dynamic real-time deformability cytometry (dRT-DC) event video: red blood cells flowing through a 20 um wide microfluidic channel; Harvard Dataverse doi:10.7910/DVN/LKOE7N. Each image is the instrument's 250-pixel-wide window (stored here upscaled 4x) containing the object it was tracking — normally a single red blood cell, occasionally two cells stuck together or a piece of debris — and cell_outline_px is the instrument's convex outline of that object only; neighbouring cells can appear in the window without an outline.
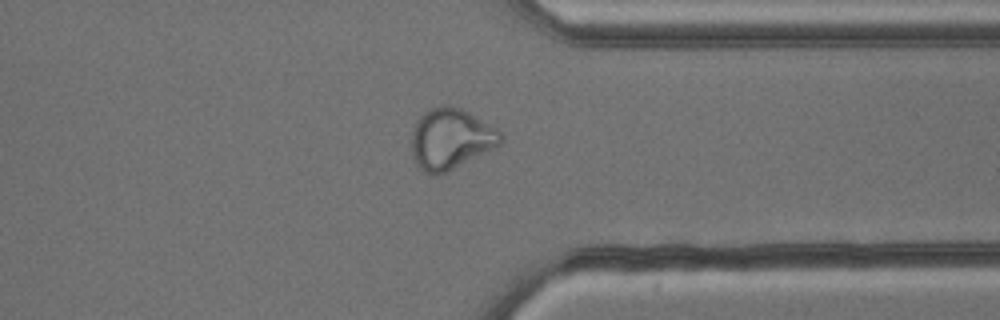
{"species": "common noctule bat (a hibernating species)", "species_latin": "Nyctalus noctula", "temperature_condition": "cold", "stored_images_in_passage": 43, "camera_frame_rate_fps": 3000, "um_per_image_px": 0.085, "animal": {"sex": "male", "body_mass_g": 13.3}, "frame": {"image": 1, "passage_image": 31, "time_ms": 10.0, "image_size_px": [1000, 320], "cell_outline_px": [[500, 144], [496, 148], [444, 172], [424, 172], [416, 164], [412, 152], [412, 132], [420, 116], [428, 108], [444, 104], [460, 108], [468, 112], [496, 128], [500, 132]], "centroid_in_image_um": [38.3, 11.77], "position_along_channel_um": 373.1, "area_um2": 30.92}}
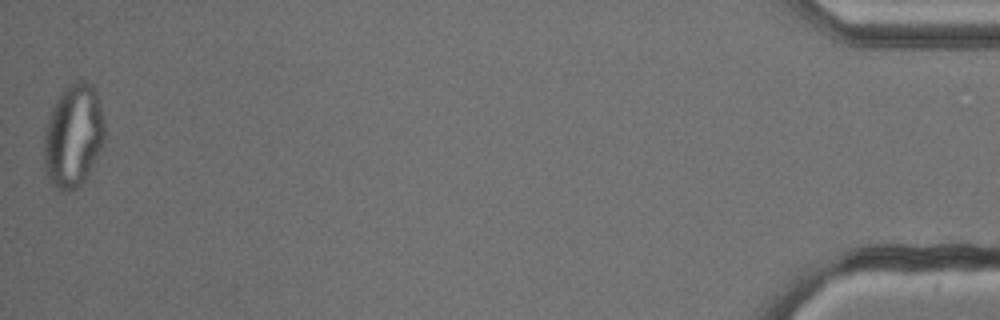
{"frame": {"image": 2, "passage_image": 43, "time_ms": 14.0, "image_size_px": [1000, 320], "cell_outline_px": [[104, 140], [84, 180], [76, 188], [68, 192], [60, 192], [52, 184], [44, 168], [44, 132], [48, 116], [60, 92], [72, 80], [84, 80], [92, 84], [96, 92], [104, 120]], "centroid_in_image_um": [6.2, 11.51], "position_along_channel_um": 429.0, "area_um2": 36.47}}